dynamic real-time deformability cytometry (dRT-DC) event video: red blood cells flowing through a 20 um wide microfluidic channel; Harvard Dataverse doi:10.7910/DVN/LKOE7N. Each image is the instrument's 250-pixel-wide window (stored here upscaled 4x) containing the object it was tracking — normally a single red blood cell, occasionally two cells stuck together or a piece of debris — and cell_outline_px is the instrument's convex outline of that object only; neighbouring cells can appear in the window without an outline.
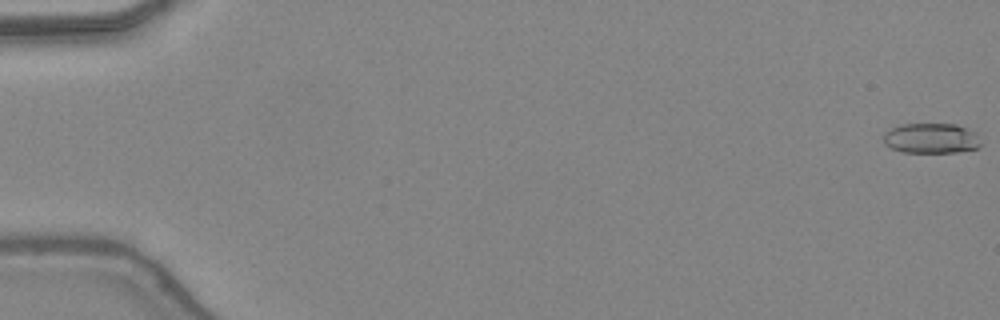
{"species": "common noctule bat (a hibernating species)", "species_latin": "Nyctalus noctula", "temperature_condition": "warm", "stored_images_in_passage": 38, "camera_frame_rate_fps": 3000, "um_per_image_px": 0.085, "animal": {"sex": "female", "body_mass_g": 24.6, "forearm_length_mm": 56.2}, "frame": {"image": 1, "passage_image": 1, "time_ms": 0.0, "image_size_px": [1000, 320], "cell_outline_px": [[980, 148], [956, 152], [904, 152], [892, 148], [884, 144], [884, 132], [900, 124], [956, 124], [968, 128], [976, 132], [980, 144]], "centroid_in_image_um": [79.17, 11.75], "position_along_channel_um": 5.8, "area_um2": 17.17}}
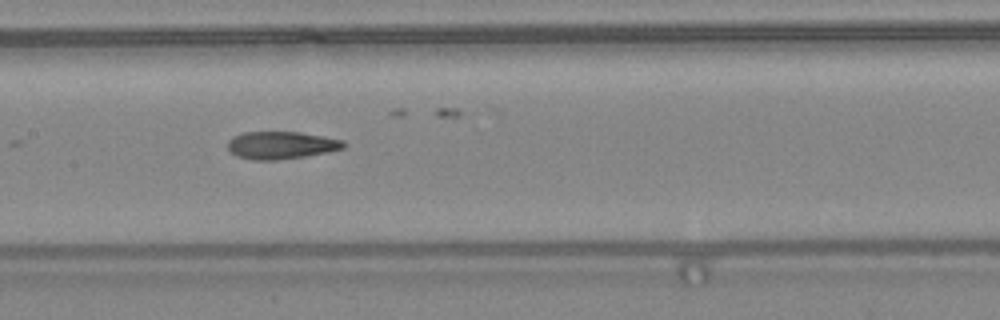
{"frame": {"image": 2, "passage_image": 25, "time_ms": 8.0, "image_size_px": [1000, 320], "cell_outline_px": [[344, 148], [328, 152], [304, 156], [276, 160], [252, 160], [236, 156], [228, 148], [228, 140], [232, 136], [244, 132], [296, 132], [324, 136], [344, 140]], "centroid_in_image_um": [23.88, 12.34], "position_along_channel_um": 183.5, "area_um2": 18.55}}
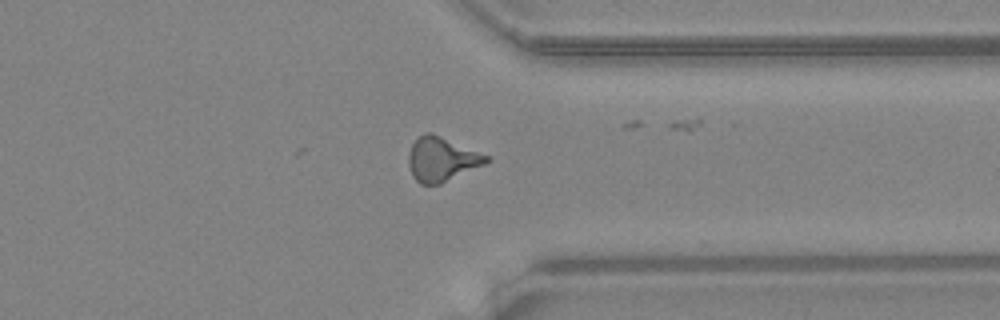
{"frame": {"image": 3, "passage_image": 38, "time_ms": 12.333, "image_size_px": [1000, 320], "cell_outline_px": [[492, 160], [484, 164], [440, 184], [420, 184], [412, 176], [408, 164], [408, 156], [412, 144], [424, 132], [432, 132], [488, 156]], "centroid_in_image_um": [37.52, 13.53], "position_along_channel_um": 373.9, "area_um2": 19.83}, "authors_computed_cell_mechanics": {"area_um2": 18.5827, "velocity_mm_per_s": 4.4458, "shape_relaxation_time_tau1_ms": null, "shape_relaxation_time_tau2_ms": 1.8978, "deformation_change_tau1": null, "deformation_change_tau2": 0.1188}}